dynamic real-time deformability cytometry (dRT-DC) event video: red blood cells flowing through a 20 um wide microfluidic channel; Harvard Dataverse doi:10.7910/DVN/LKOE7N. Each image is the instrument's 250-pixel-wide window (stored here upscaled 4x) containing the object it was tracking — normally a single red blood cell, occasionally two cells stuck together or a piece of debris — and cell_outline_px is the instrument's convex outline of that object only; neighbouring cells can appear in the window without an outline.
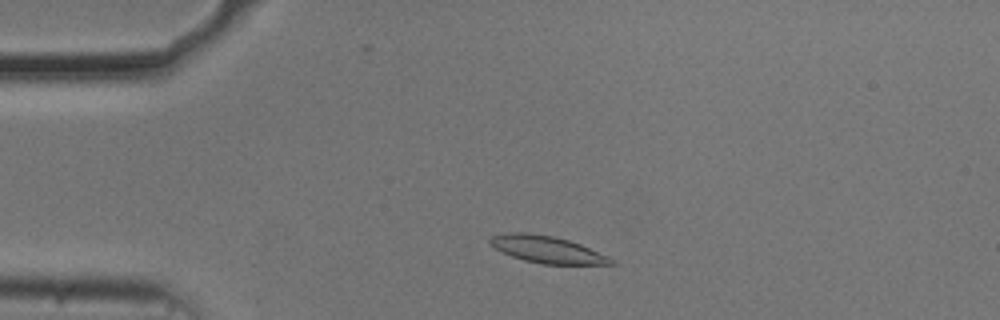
{"species": "common noctule bat (a hibernating species)", "species_latin": "Nyctalus noctula", "temperature_condition": "cold", "stored_images_in_passage": 48, "camera_frame_rate_fps": 3000, "um_per_image_px": 0.085, "animal": {"sex": "male", "body_mass_g": 20.5, "forearm_length_mm": 52.5}, "frame": {"image": 1, "passage_image": 6, "time_ms": 1.667, "image_size_px": [1000, 320], "cell_outline_px": [[616, 264], [544, 264], [524, 260], [512, 256], [488, 244], [488, 240], [492, 236], [508, 232], [528, 232], [552, 236], [568, 240], [580, 244], [608, 256], [616, 260]], "centroid_in_image_um": [46.5, 21.2], "position_along_channel_um": 38.5, "area_um2": 18.9}}
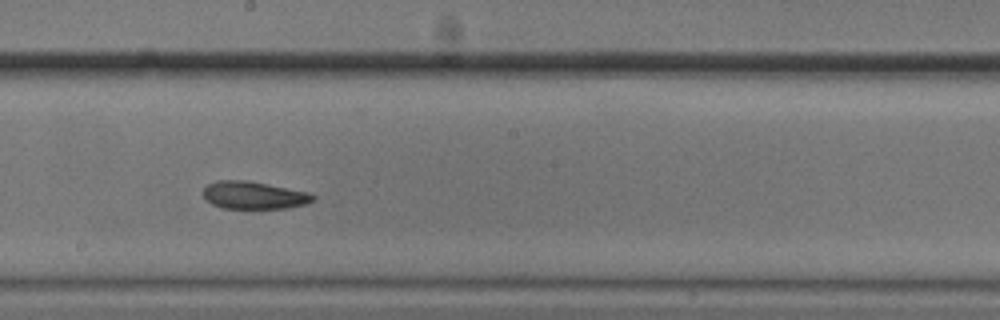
{"frame": {"image": 2, "passage_image": 24, "time_ms": 7.667, "image_size_px": [1000, 320], "cell_outline_px": [[316, 196], [312, 200], [304, 204], [288, 208], [224, 208], [212, 204], [204, 196], [204, 188], [208, 184], [216, 180], [244, 180], [268, 184], [308, 192]], "centroid_in_image_um": [21.57, 16.59], "position_along_channel_um": 226.6, "area_um2": 17.4}}
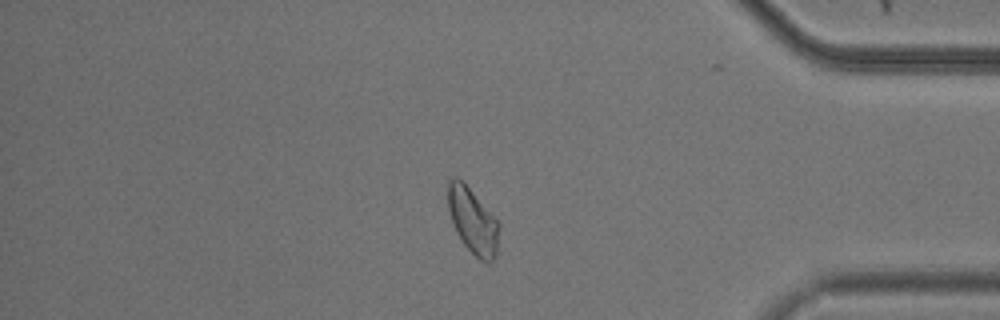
{"frame": {"image": 3, "passage_image": 40, "time_ms": 13.0, "image_size_px": [1000, 320], "cell_outline_px": [[500, 224], [496, 256], [488, 264], [480, 260], [464, 244], [456, 232], [452, 224], [448, 208], [448, 176], [456, 176], [464, 180]], "centroid_in_image_um": [40.17, 18.73], "position_along_channel_um": 395.0, "area_um2": 19.83}, "authors_computed_cell_mechanics": {"area_um2": 18.7272, "velocity_mm_per_s": 3.6699, "shape_relaxation_time_tau1_ms": 4.1521, "shape_relaxation_time_tau2_ms": 4.2162, "deformation_change_tau1": 0.1079, "deformation_change_tau2": 0.0946}}